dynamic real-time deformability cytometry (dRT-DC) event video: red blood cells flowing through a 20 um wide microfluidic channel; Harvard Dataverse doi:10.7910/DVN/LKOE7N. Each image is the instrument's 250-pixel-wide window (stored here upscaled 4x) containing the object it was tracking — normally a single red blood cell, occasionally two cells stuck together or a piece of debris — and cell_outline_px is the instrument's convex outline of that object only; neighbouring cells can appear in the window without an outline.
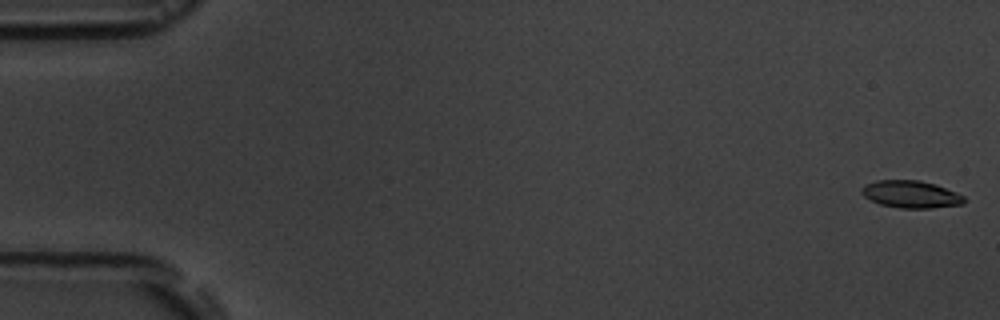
{"species": "common noctule bat (a hibernating species)", "species_latin": "Nyctalus noctula", "temperature_condition": "room temperature", "stored_images_in_passage": 10, "camera_frame_rate_fps": 3000, "um_per_image_px": 0.085, "animal": {"sex": "male", "body_mass_g": 19.5, "forearm_length_mm": 54.6}, "frame": {"image": 1, "passage_image": 1, "time_ms": 0.0, "image_size_px": [1000, 320], "cell_outline_px": [[968, 200], [964, 204], [932, 208], [900, 208], [880, 204], [864, 196], [860, 192], [860, 188], [864, 184], [876, 180], [920, 180], [936, 184], [956, 192], [964, 196]], "centroid_in_image_um": [77.44, 16.51], "position_along_channel_um": 7.6, "area_um2": 16.53}}
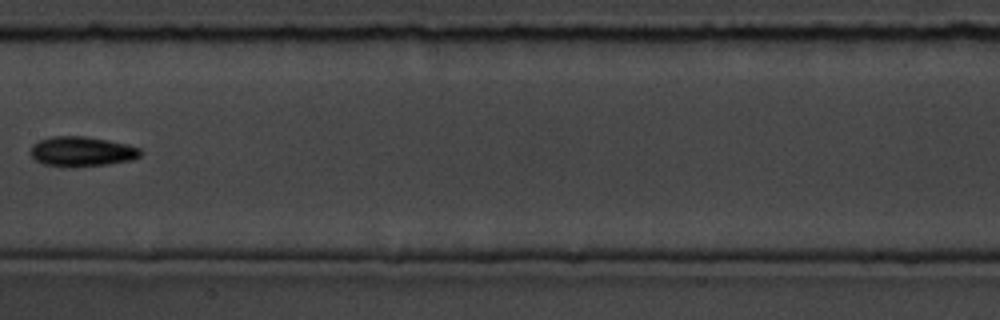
{"frame": {"image": 2, "passage_image": 9, "time_ms": 9.333, "image_size_px": [1000, 320], "cell_outline_px": [[140, 156], [132, 160], [104, 164], [68, 168], [44, 164], [36, 160], [28, 152], [32, 144], [40, 140], [52, 136], [84, 136], [108, 140], [140, 148]], "centroid_in_image_um": [6.89, 12.88], "position_along_channel_um": 200.5, "area_um2": 19.13}}